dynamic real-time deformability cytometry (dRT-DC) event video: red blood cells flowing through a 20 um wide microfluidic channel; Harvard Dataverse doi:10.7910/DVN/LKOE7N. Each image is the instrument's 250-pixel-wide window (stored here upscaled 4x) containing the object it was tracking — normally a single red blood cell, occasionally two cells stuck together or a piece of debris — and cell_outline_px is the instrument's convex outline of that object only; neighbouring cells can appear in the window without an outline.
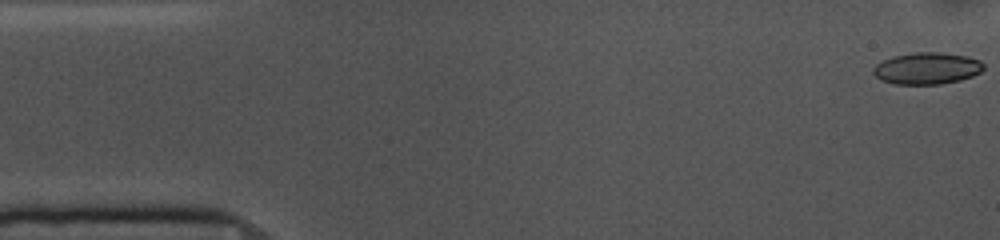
{"species": "common noctule bat (a hibernating species)", "species_latin": "Nyctalus noctula", "temperature_condition": "cold", "stored_images_in_passage": 53, "camera_frame_rate_fps": 3000, "um_per_image_px": 0.085, "animal": {"sex": "female", "body_mass_g": 10.0, "forearm_length_mm": 53.1}, "frame": {"image": 1, "passage_image": 1, "time_ms": 0.0, "image_size_px": [1000, 240], "cell_outline_px": [[984, 68], [980, 72], [972, 76], [960, 80], [940, 84], [896, 84], [880, 80], [872, 72], [872, 68], [876, 64], [892, 56], [916, 52], [940, 52], [968, 56], [980, 60], [984, 64]], "centroid_in_image_um": [78.79, 5.8], "position_along_channel_um": 6.2, "area_um2": 20.52}}
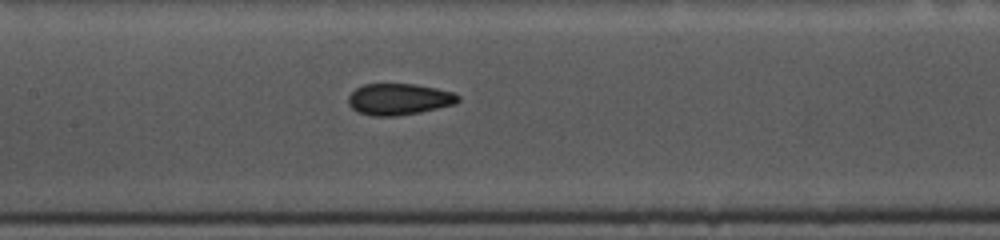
{"frame": {"image": 2, "passage_image": 24, "time_ms": 7.667, "image_size_px": [1000, 240], "cell_outline_px": [[460, 100], [456, 104], [420, 112], [396, 116], [372, 116], [360, 112], [352, 108], [348, 104], [348, 96], [356, 88], [364, 84], [416, 84], [436, 88], [452, 92], [460, 96]], "centroid_in_image_um": [33.92, 8.43], "position_along_channel_um": 173.5, "area_um2": 20.11}}
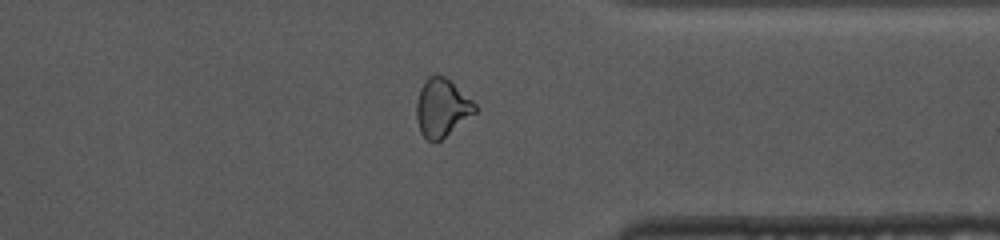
{"frame": {"image": 3, "passage_image": 41, "time_ms": 13.333, "image_size_px": [1000, 240], "cell_outline_px": [[476, 112], [440, 140], [428, 140], [420, 132], [416, 120], [416, 104], [420, 88], [424, 80], [428, 76], [444, 76], [472, 100], [476, 104]], "centroid_in_image_um": [37.53, 9.15], "position_along_channel_um": 373.9, "area_um2": 19.42}, "authors_computed_cell_mechanics": {"area_um2": 20.2878, "velocity_mm_per_s": 3.6763, "shape_relaxation_time_tau1_ms": null, "shape_relaxation_time_tau2_ms": 2.4944, "deformation_change_tau1": null, "deformation_change_tau2": 0.0703}}